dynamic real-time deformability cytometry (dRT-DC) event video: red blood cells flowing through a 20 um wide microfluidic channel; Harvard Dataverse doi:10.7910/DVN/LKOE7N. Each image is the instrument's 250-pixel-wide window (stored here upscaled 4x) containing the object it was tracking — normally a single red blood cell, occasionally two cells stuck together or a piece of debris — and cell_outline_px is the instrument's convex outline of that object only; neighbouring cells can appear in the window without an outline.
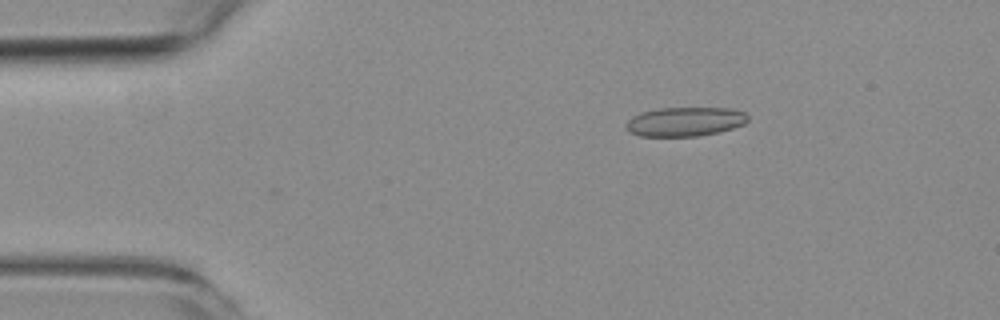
{"species": "common noctule bat (a hibernating species)", "species_latin": "Nyctalus noctula", "temperature_condition": "room temperature", "stored_images_in_passage": 3, "camera_frame_rate_fps": 3000, "um_per_image_px": 0.085, "animal": {"sex": "female", "body_mass_g": 19.3, "forearm_length_mm": 54.1}, "frame": {"image": 1, "passage_image": 1, "time_ms": 0.0, "image_size_px": [1000, 320], "cell_outline_px": [[748, 120], [744, 124], [732, 128], [716, 132], [696, 136], [640, 136], [628, 132], [624, 128], [624, 124], [632, 116], [640, 112], [656, 108], [732, 108], [744, 112], [748, 116]], "centroid_in_image_um": [58.16, 10.33], "position_along_channel_um": 26.8, "area_um2": 20.87}}
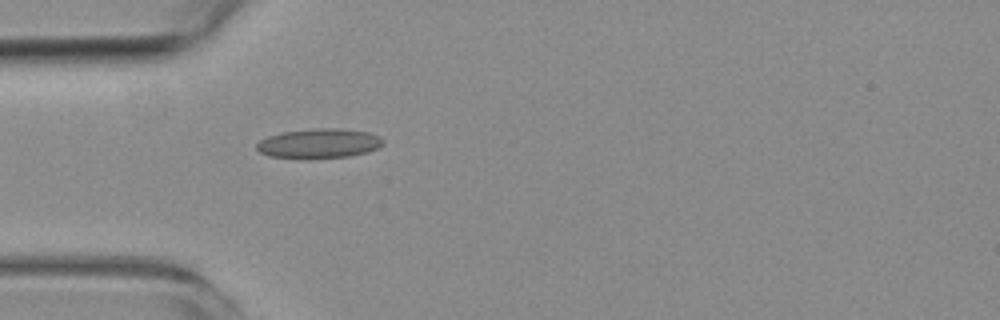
{"frame": {"image": 2, "passage_image": 3, "time_ms": 2.333, "image_size_px": [1000, 320], "cell_outline_px": [[384, 144], [368, 152], [348, 156], [308, 160], [268, 156], [260, 152], [256, 148], [256, 144], [260, 140], [268, 136], [284, 132], [316, 128], [340, 128], [368, 132], [380, 136], [384, 140]], "centroid_in_image_um": [27.11, 12.21], "position_along_channel_um": 57.9, "area_um2": 22.2}}